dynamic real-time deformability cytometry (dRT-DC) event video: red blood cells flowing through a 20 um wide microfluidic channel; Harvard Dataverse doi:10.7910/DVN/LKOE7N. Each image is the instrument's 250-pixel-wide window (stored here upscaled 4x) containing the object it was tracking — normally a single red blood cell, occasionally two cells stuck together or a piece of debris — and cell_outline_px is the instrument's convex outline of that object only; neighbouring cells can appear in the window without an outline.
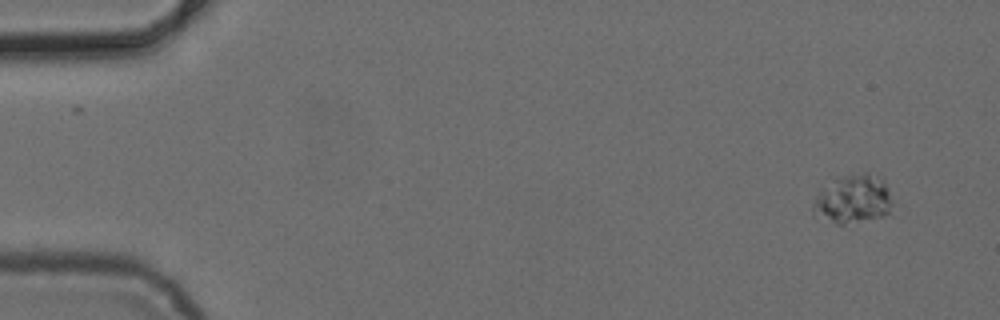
{"species": "common noctule bat (a hibernating species)", "species_latin": "Nyctalus noctula", "temperature_condition": "cold", "stored_images_in_passage": 3, "camera_frame_rate_fps": 3000, "um_per_image_px": 0.085, "animal": {"sex": "female", "body_mass_g": 24.6, "forearm_length_mm": 56.2}, "frame": {"image": 1, "passage_image": 1, "time_ms": 0.0, "image_size_px": [1000, 320], "cell_outline_px": [[892, 216], [844, 224], [836, 224], [812, 216], [812, 204], [820, 184], [844, 176], [864, 172], [868, 172], [884, 180], [888, 188], [892, 200]], "centroid_in_image_um": [72.48, 16.95], "position_along_channel_um": 12.5, "area_um2": 23.58}}